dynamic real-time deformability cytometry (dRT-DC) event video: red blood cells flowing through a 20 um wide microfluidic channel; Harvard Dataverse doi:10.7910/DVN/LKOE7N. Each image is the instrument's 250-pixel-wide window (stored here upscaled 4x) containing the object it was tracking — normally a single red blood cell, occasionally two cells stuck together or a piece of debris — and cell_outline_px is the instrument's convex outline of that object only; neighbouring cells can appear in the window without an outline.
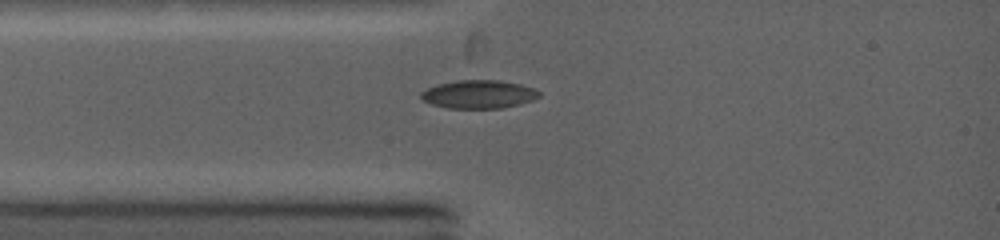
{"species": "common noctule bat (a hibernating species)", "species_latin": "Nyctalus noctula", "temperature_condition": "warm", "stored_images_in_passage": 30, "camera_frame_rate_fps": 5000, "um_per_image_px": 0.085, "animal": {"sex": "female", "body_mass_g": 19.0, "forearm_length_mm": 53.3}, "frame": {"image": 1, "passage_image": 1, "time_ms": 0.0, "image_size_px": [1000, 240], "cell_outline_px": [[540, 96], [532, 100], [520, 104], [500, 108], [448, 108], [432, 104], [424, 100], [420, 96], [420, 92], [428, 88], [440, 84], [456, 80], [500, 80], [520, 84], [532, 88], [540, 92]], "centroid_in_image_um": [40.7, 8.01], "position_along_channel_um": 44.3, "area_um2": 19.31}}
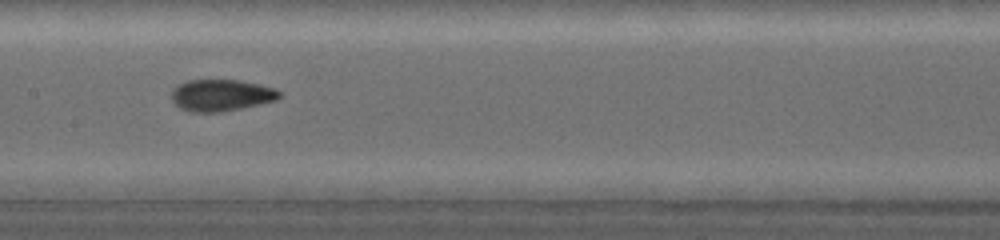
{"frame": {"image": 2, "passage_image": 9, "time_ms": 3.4, "image_size_px": [1000, 240], "cell_outline_px": [[280, 96], [276, 100], [260, 104], [220, 112], [188, 112], [180, 108], [172, 100], [172, 88], [188, 80], [236, 80], [256, 84], [272, 88], [280, 92]], "centroid_in_image_um": [18.75, 8.1], "position_along_channel_um": 188.6, "area_um2": 19.65}}
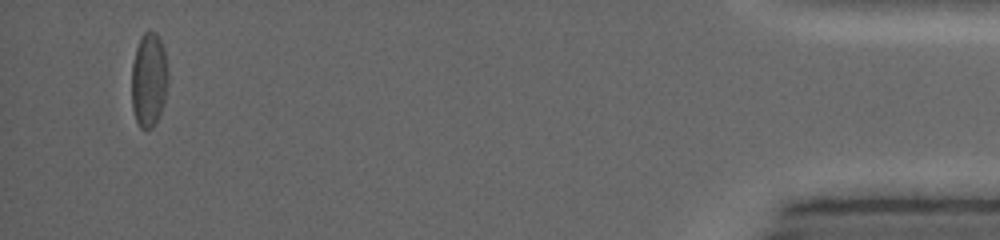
{"frame": {"image": 3, "passage_image": 28, "time_ms": 11.4, "image_size_px": [1000, 240], "cell_outline_px": [[168, 84], [164, 104], [152, 128], [140, 128], [136, 120], [132, 108], [132, 64], [136, 48], [144, 32], [152, 32], [160, 40], [164, 48], [168, 72]], "centroid_in_image_um": [12.66, 6.81], "position_along_channel_um": 422.5, "area_um2": 19.88}}